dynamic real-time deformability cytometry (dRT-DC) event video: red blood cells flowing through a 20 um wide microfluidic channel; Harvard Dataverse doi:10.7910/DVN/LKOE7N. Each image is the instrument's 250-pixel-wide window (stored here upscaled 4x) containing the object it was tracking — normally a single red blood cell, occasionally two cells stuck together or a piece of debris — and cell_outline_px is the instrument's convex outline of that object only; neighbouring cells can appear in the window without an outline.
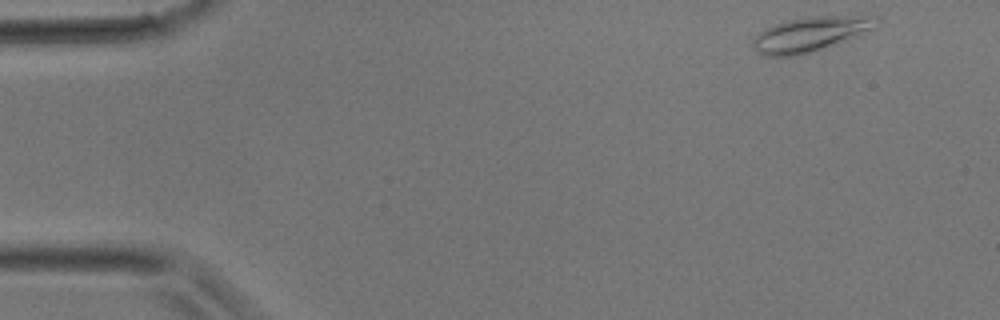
{"species": "common noctule bat (a hibernating species)", "species_latin": "Nyctalus noctula", "temperature_condition": "room temperature", "stored_images_in_passage": 35, "camera_frame_rate_fps": 3000, "um_per_image_px": 0.085, "animal": {"sex": "male", "body_mass_g": 17.9}, "frame": {"image": 1, "passage_image": 1, "time_ms": 0.0, "image_size_px": [1000, 320], "cell_outline_px": [[880, 24], [876, 28], [812, 52], [796, 56], [764, 56], [756, 52], [752, 44], [752, 40], [760, 32], [776, 24], [788, 20], [816, 16], [876, 16], [880, 20]], "centroid_in_image_um": [68.89, 2.91], "position_along_channel_um": 16.1, "area_um2": 24.62}}
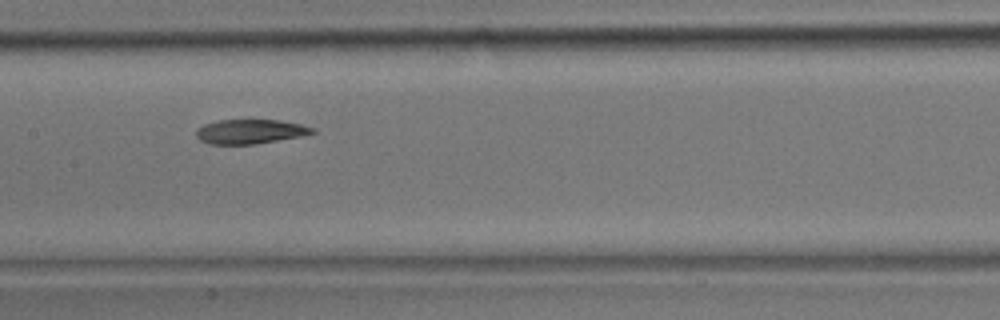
{"frame": {"image": 2, "passage_image": 16, "time_ms": 5.0, "image_size_px": [1000, 320], "cell_outline_px": [[316, 132], [300, 136], [256, 144], [208, 144], [200, 140], [196, 136], [196, 128], [204, 124], [220, 120], [280, 120], [300, 124], [316, 128]], "centroid_in_image_um": [21.25, 11.18], "position_along_channel_um": 186.1, "area_um2": 16.53}}
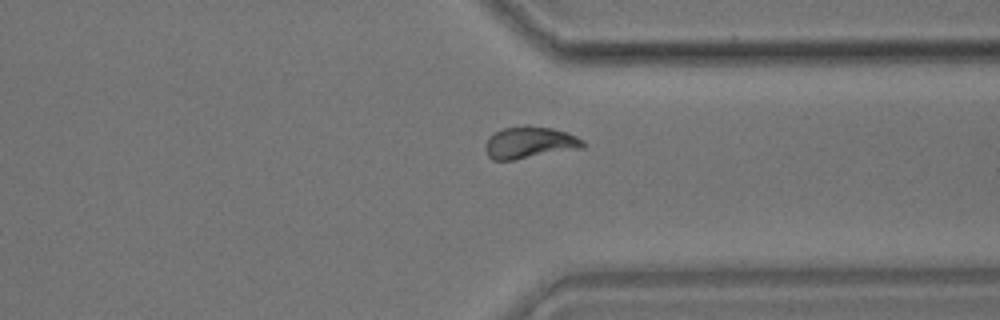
{"frame": {"image": 3, "passage_image": 26, "time_ms": 8.333, "image_size_px": [1000, 320], "cell_outline_px": [[584, 148], [512, 160], [492, 160], [488, 156], [484, 148], [484, 144], [488, 136], [504, 128], [528, 124], [552, 128], [576, 136], [584, 140]], "centroid_in_image_um": [44.99, 12.11], "position_along_channel_um": 366.4, "area_um2": 18.32}}